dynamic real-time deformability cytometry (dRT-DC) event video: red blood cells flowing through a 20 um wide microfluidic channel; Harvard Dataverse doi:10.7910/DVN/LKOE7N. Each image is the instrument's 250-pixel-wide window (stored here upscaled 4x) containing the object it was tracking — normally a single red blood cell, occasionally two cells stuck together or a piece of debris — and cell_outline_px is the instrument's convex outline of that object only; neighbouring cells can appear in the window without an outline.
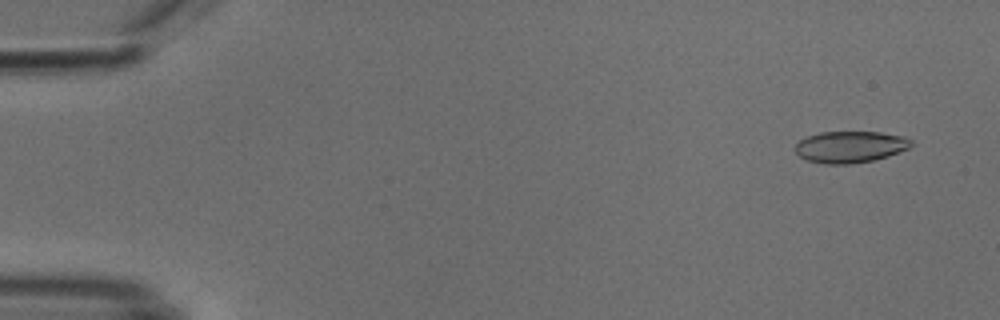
{"species": "common noctule bat (a hibernating species)", "species_latin": "Nyctalus noctula", "temperature_condition": "cold", "stored_images_in_passage": 53, "camera_frame_rate_fps": 3000, "um_per_image_px": 0.085, "animal": {"sex": "male", "body_mass_g": 18.8}, "frame": {"image": 1, "passage_image": 3, "time_ms": 0.667, "image_size_px": [1000, 320], "cell_outline_px": [[912, 144], [908, 148], [888, 156], [872, 160], [852, 164], [824, 164], [808, 160], [800, 156], [796, 152], [796, 144], [800, 140], [808, 136], [820, 132], [880, 132], [904, 136], [912, 140]], "centroid_in_image_um": [72.27, 12.48], "position_along_channel_um": 12.7, "area_um2": 21.21}}
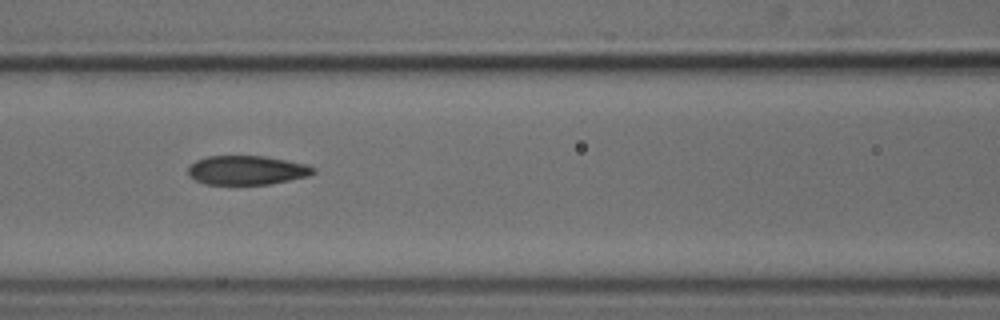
{"frame": {"image": 2, "passage_image": 23, "time_ms": 7.333, "image_size_px": [1000, 320], "cell_outline_px": [[316, 172], [308, 176], [268, 184], [204, 184], [188, 176], [188, 168], [196, 160], [208, 156], [264, 156], [308, 164], [316, 168]], "centroid_in_image_um": [20.99, 14.46], "position_along_channel_um": 145.6, "area_um2": 21.21}}
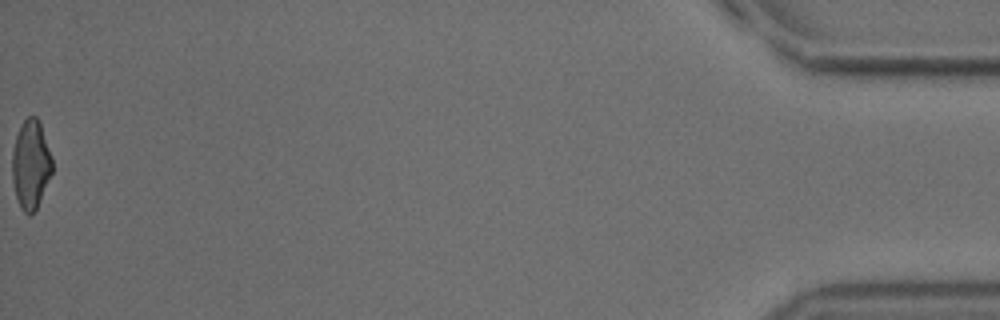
{"frame": {"image": 3, "passage_image": 53, "time_ms": 17.333, "image_size_px": [1000, 320], "cell_outline_px": [[52, 172], [36, 208], [28, 216], [20, 208], [16, 196], [12, 180], [12, 152], [16, 136], [24, 120], [28, 116], [36, 116], [40, 124], [52, 160]], "centroid_in_image_um": [2.59, 14.0], "position_along_channel_um": 432.6, "area_um2": 20.29}, "authors_computed_cell_mechanics": {"area_um2": 21.5016, "velocity_mm_per_s": 3.8285, "shape_relaxation_time_tau1_ms": 8.1497, "shape_relaxation_time_tau2_ms": 1.8991, "deformation_change_tau1": 0.1875, "deformation_change_tau2": 0.0756}}